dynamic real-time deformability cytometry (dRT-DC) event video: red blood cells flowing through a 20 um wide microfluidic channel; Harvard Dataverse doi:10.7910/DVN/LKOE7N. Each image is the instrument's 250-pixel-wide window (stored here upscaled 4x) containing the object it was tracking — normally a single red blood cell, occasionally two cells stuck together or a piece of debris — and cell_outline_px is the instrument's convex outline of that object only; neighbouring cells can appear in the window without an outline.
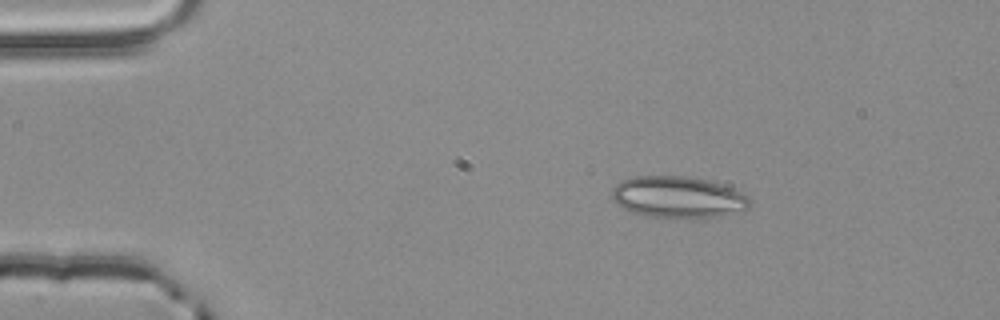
{"species": "common noctule bat (a hibernating species)", "species_latin": "Nyctalus noctula", "temperature_condition": "room temperature", "stored_images_in_passage": 3, "camera_frame_rate_fps": 3000, "um_per_image_px": 0.085, "animal": {"sex": "male", "body_mass_g": 20.4}, "frame": {"image": 1, "passage_image": 1, "time_ms": 0.0, "image_size_px": [1000, 320], "cell_outline_px": [[752, 200], [748, 208], [724, 216], [704, 220], [692, 220], [640, 216], [624, 208], [612, 200], [612, 188], [620, 180], [636, 176], [688, 176], [708, 180], [732, 188], [748, 196]], "centroid_in_image_um": [57.64, 16.8], "position_along_channel_um": 27.4, "area_um2": 34.45}}